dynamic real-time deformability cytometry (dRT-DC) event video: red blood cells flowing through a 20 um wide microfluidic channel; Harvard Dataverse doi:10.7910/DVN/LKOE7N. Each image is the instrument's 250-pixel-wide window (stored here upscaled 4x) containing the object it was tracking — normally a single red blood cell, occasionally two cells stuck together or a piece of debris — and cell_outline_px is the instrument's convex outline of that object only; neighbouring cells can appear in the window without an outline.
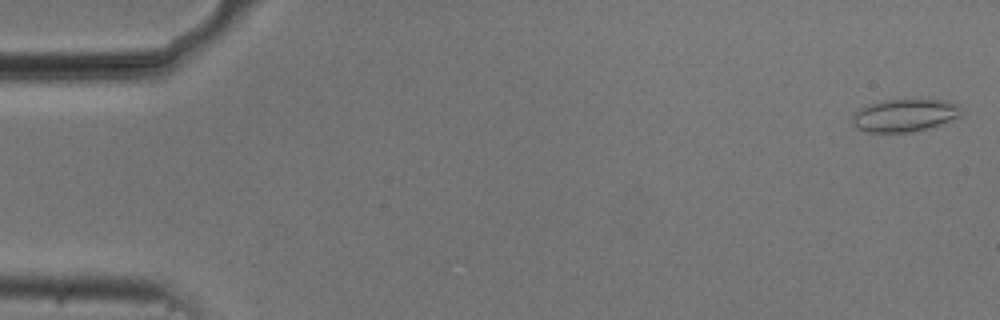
{"species": "common noctule bat (a hibernating species)", "species_latin": "Nyctalus noctula", "temperature_condition": "cold", "stored_images_in_passage": 55, "camera_frame_rate_fps": 3000, "um_per_image_px": 0.085, "animal": {"sex": "male", "body_mass_g": 20.5, "forearm_length_mm": 52.5}, "frame": {"image": 1, "passage_image": 2, "time_ms": 0.333, "image_size_px": [1000, 320], "cell_outline_px": [[960, 116], [940, 124], [912, 132], [868, 132], [856, 128], [852, 124], [852, 116], [860, 108], [868, 104], [884, 100], [944, 100], [960, 104]], "centroid_in_image_um": [76.86, 9.8], "position_along_channel_um": 8.1, "area_um2": 20.58}}
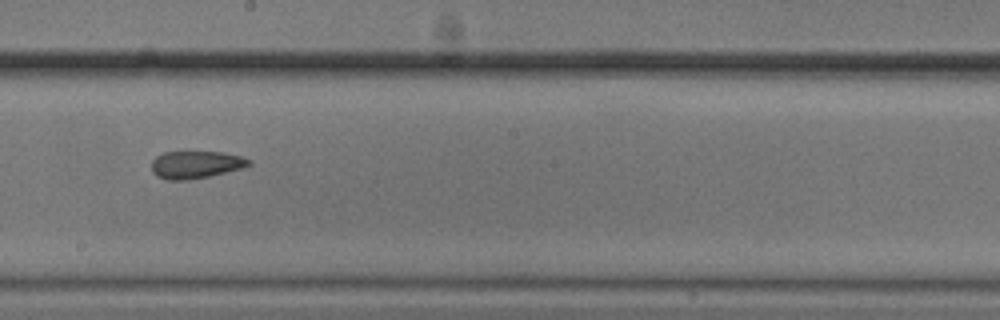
{"frame": {"image": 2, "passage_image": 31, "time_ms": 10.0, "image_size_px": [1000, 320], "cell_outline_px": [[252, 164], [244, 168], [208, 176], [188, 180], [168, 180], [156, 176], [152, 172], [152, 160], [156, 156], [164, 152], [220, 152], [240, 156], [252, 160]], "centroid_in_image_um": [16.64, 14.0], "position_along_channel_um": 231.6, "area_um2": 15.61}}
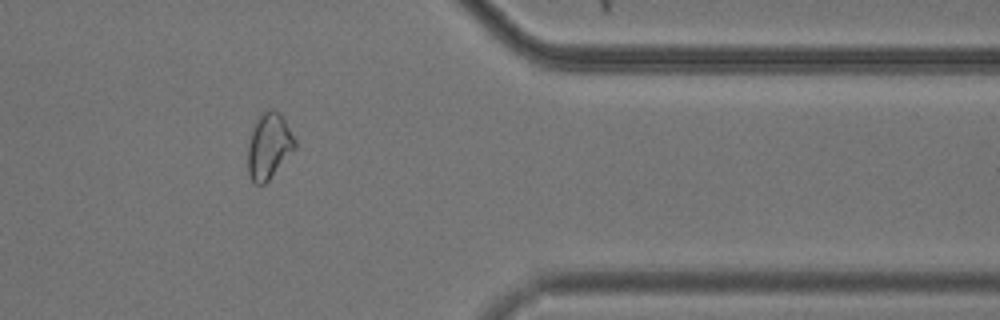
{"frame": {"image": 3, "passage_image": 45, "time_ms": 14.667, "image_size_px": [1000, 320], "cell_outline_px": [[296, 148], [268, 180], [264, 184], [256, 184], [252, 180], [248, 172], [248, 144], [252, 132], [260, 116], [268, 108], [272, 108], [280, 112], [296, 140]], "centroid_in_image_um": [22.88, 12.41], "position_along_channel_um": 388.5, "area_um2": 17.74}, "authors_computed_cell_mechanics": {"area_um2": 17.8024, "velocity_mm_per_s": 3.7313, "shape_relaxation_time_tau1_ms": null, "shape_relaxation_time_tau2_ms": 2.6007, "deformation_change_tau1": null, "deformation_change_tau2": 0.0763}}